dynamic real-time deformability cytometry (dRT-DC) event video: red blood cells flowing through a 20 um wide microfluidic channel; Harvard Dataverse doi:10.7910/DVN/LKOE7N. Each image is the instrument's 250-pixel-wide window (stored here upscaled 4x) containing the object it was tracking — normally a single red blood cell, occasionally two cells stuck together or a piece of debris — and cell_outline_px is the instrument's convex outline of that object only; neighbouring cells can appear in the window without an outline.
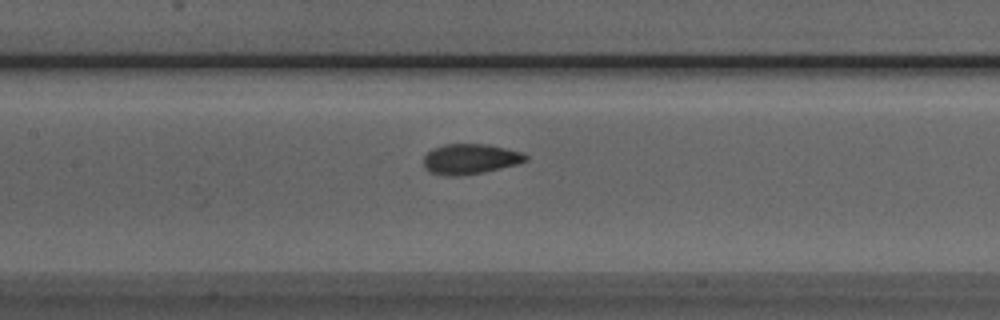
{"species": "Egyptian fruit bat (a non-hibernating species)", "species_latin": "Rousettus aegyptiacus", "temperature_condition": "room temperature", "stored_images_in_passage": 47, "camera_frame_rate_fps": 3000, "um_per_image_px": 0.085, "animal": {"sex": "male"}, "frame": {"image": 1, "passage_image": 19, "time_ms": 6.0, "image_size_px": [1000, 320], "cell_outline_px": [[528, 160], [516, 164], [484, 172], [460, 176], [452, 176], [428, 172], [424, 168], [424, 156], [432, 148], [444, 144], [488, 144], [524, 152], [528, 156]], "centroid_in_image_um": [39.97, 13.51], "position_along_channel_um": 167.4, "area_um2": 18.15}}
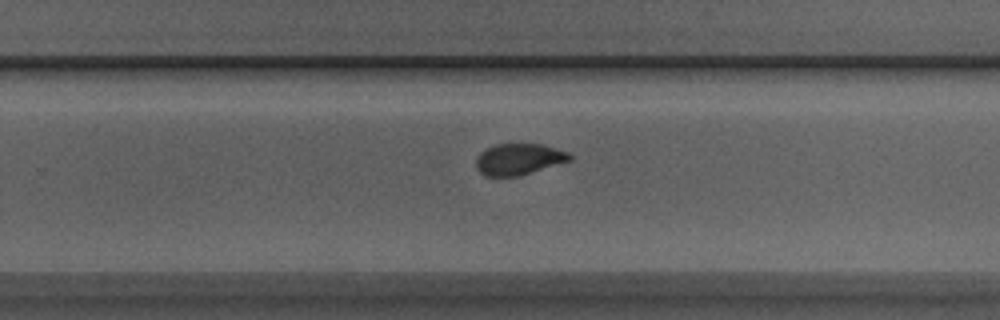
{"frame": {"image": 2, "passage_image": 28, "time_ms": 9.0, "image_size_px": [1000, 320], "cell_outline_px": [[572, 160], [516, 176], [484, 176], [476, 168], [476, 160], [480, 152], [496, 144], [540, 144], [568, 152], [572, 156]], "centroid_in_image_um": [44.08, 13.53], "position_along_channel_um": 285.7, "area_um2": 16.82}}
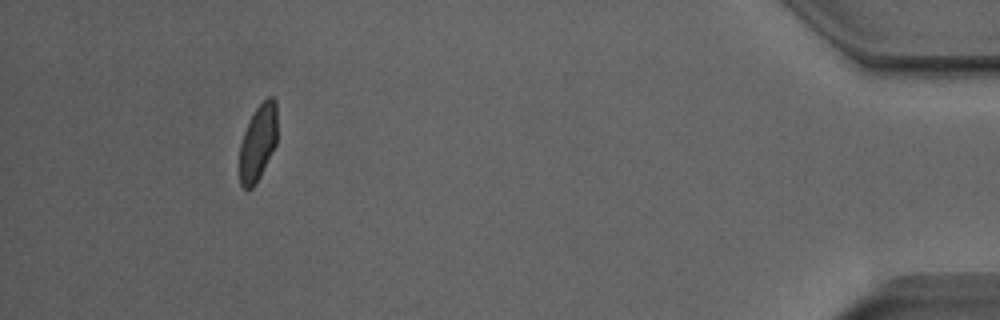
{"frame": {"image": 3, "passage_image": 43, "time_ms": 14.0, "image_size_px": [1000, 320], "cell_outline_px": [[276, 144], [260, 176], [252, 188], [244, 188], [240, 184], [240, 144], [248, 120], [256, 108], [268, 96], [272, 96], [276, 100]], "centroid_in_image_um": [21.92, 12.09], "position_along_channel_um": 413.3, "area_um2": 16.59}, "authors_computed_cell_mechanics": {"area_um2": 17.918, "velocity_mm_per_s": 3.9626, "shape_relaxation_time_tau1_ms": 6.4191, "shape_relaxation_time_tau2_ms": 0.9587, "deformation_change_tau1": 0.1703, "deformation_change_tau2": 0.0613}}